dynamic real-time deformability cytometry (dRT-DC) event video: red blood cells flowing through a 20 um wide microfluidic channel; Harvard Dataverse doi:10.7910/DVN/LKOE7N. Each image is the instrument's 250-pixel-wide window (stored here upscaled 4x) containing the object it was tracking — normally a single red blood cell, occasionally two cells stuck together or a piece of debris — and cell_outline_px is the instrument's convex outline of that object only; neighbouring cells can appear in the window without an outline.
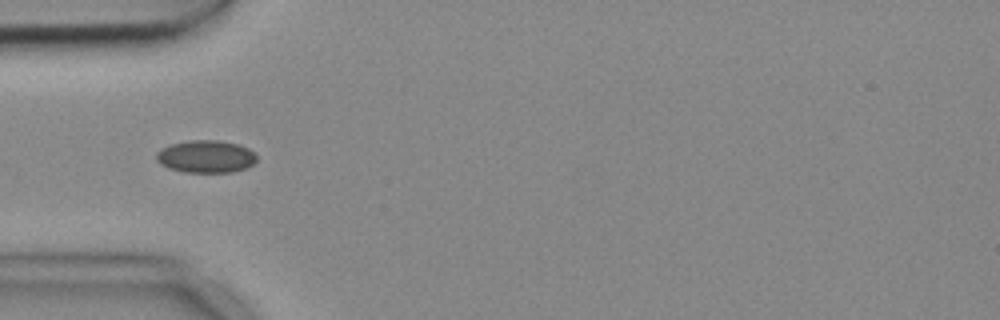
{"species": "common noctule bat (a hibernating species)", "species_latin": "Nyctalus noctula", "temperature_condition": "cold", "stored_images_in_passage": 7, "camera_frame_rate_fps": 3000, "um_per_image_px": 0.085, "animal": {"sex": "female", "body_mass_g": 18.4}, "frame": {"image": 1, "passage_image": 4, "time_ms": 1.0, "image_size_px": [1000, 320], "cell_outline_px": [[256, 160], [248, 168], [232, 172], [184, 172], [168, 168], [160, 164], [156, 160], [156, 152], [160, 148], [172, 144], [192, 140], [220, 140], [240, 144], [256, 152]], "centroid_in_image_um": [17.51, 13.3], "position_along_channel_um": 67.5, "area_um2": 19.25}}
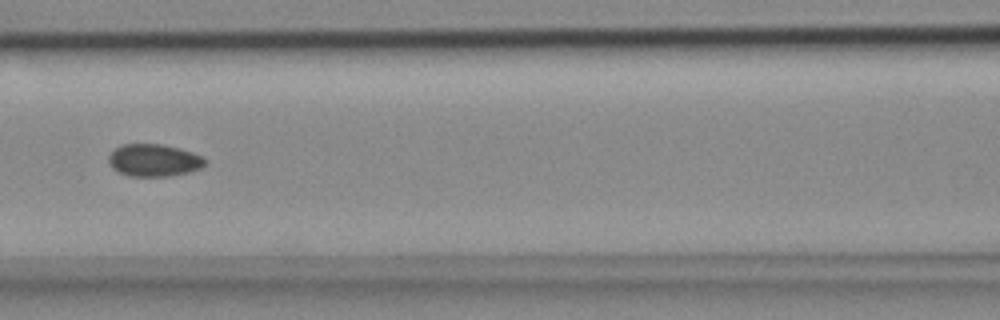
{"frame": {"image": 2, "passage_image": 6, "time_ms": 1.667, "image_size_px": [1000, 320], "cell_outline_px": [[208, 164], [200, 168], [188, 172], [168, 176], [128, 176], [112, 168], [108, 164], [108, 156], [120, 144], [164, 144], [180, 148], [204, 156], [208, 160]], "centroid_in_image_um": [13.11, 13.61], "position_along_channel_um": 153.5, "area_um2": 18.44}}
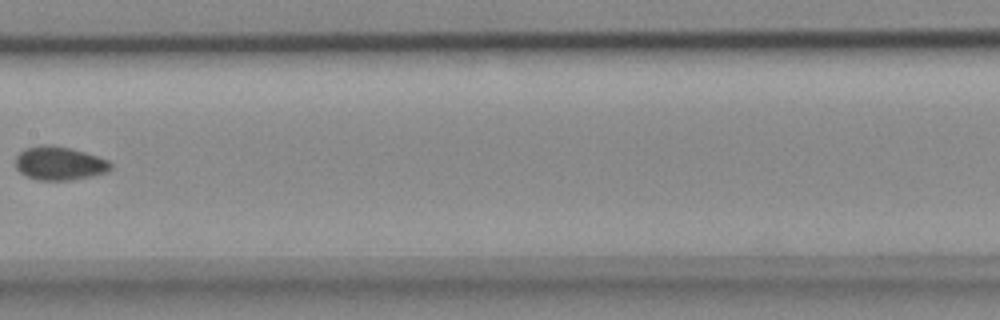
{"frame": {"image": 3, "passage_image": 7, "time_ms": 2.0, "image_size_px": [1000, 320], "cell_outline_px": [[112, 168], [108, 172], [92, 176], [72, 180], [36, 180], [20, 172], [16, 168], [16, 156], [24, 148], [40, 144], [52, 144], [72, 148], [100, 156], [108, 160], [112, 164]], "centroid_in_image_um": [5.08, 13.86], "position_along_channel_um": 202.3, "area_um2": 19.02}}